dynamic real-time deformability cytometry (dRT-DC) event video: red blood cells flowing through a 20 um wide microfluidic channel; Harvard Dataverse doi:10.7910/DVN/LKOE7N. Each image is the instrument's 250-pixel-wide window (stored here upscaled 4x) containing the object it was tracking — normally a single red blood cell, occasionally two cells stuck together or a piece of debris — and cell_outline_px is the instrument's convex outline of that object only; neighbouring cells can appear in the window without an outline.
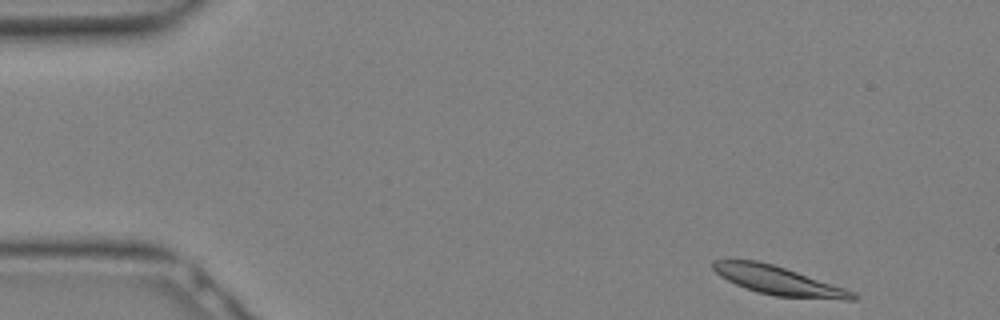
{"species": "Egyptian fruit bat (a non-hibernating species)", "species_latin": "Rousettus aegyptiacus", "temperature_condition": "warm", "stored_images_in_passage": 9, "camera_frame_rate_fps": 3000, "um_per_image_px": 0.085, "animal": {"sex": "female"}, "frame": {"image": 1, "passage_image": 1, "time_ms": 0.0, "image_size_px": [1000, 320], "cell_outline_px": [[860, 296], [856, 300], [844, 300], [776, 296], [756, 292], [744, 288], [720, 276], [712, 268], [712, 260], [756, 260], [772, 264], [856, 292]], "centroid_in_image_um": [66.18, 23.87], "position_along_channel_um": 18.8, "area_um2": 23.12}}
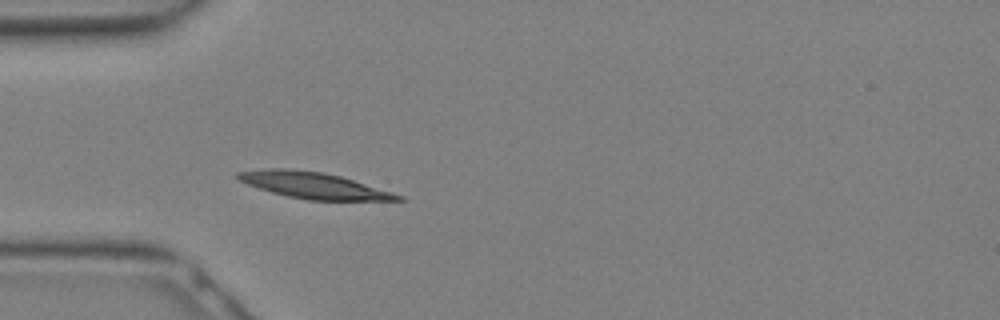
{"frame": {"image": 2, "passage_image": 7, "time_ms": 2.0, "image_size_px": [1000, 320], "cell_outline_px": [[404, 200], [308, 200], [288, 196], [272, 192], [248, 184], [240, 180], [236, 176], [236, 172], [272, 168], [284, 168], [324, 172], [340, 176], [392, 192], [404, 196]], "centroid_in_image_um": [26.67, 15.75], "position_along_channel_um": 58.3, "area_um2": 24.04}}
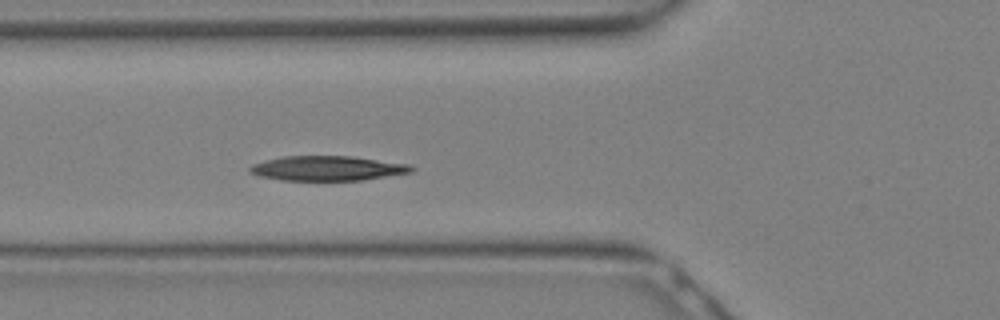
{"frame": {"image": 3, "passage_image": 9, "time_ms": 2.667, "image_size_px": [1000, 320], "cell_outline_px": [[416, 168], [412, 172], [364, 180], [280, 180], [260, 176], [248, 172], [248, 168], [252, 164], [284, 156], [352, 156], [408, 164]], "centroid_in_image_um": [27.84, 14.31], "position_along_channel_um": 98.0, "area_um2": 23.24}}